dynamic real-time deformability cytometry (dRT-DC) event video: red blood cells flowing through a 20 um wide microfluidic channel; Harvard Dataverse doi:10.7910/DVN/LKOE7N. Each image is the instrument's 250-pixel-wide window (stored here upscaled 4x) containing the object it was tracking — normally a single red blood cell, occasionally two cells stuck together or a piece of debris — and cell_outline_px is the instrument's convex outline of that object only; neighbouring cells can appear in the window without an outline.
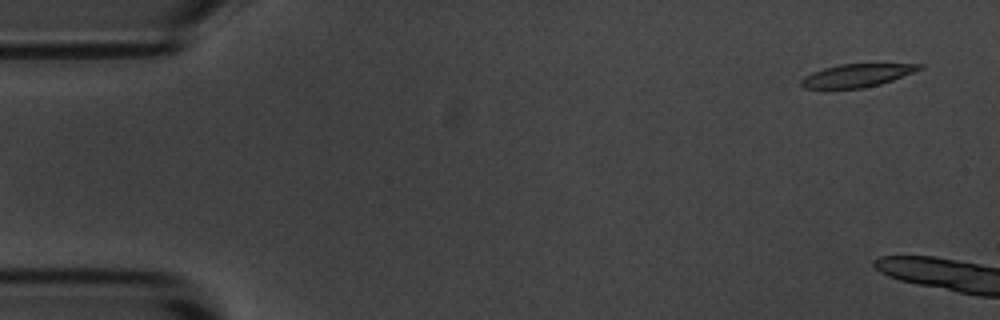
{"species": "common noctule bat (a hibernating species)", "species_latin": "Nyctalus noctula", "temperature_condition": "room temperature", "stored_images_in_passage": 2, "camera_frame_rate_fps": 3000, "um_per_image_px": 0.085, "animal": {"sex": "male", "body_mass_g": 20.1, "forearm_length_mm": 53.5}, "frame": {"image": 1, "passage_image": 1, "time_ms": 0.0, "image_size_px": [1000, 320], "cell_outline_px": [[924, 68], [892, 80], [880, 84], [864, 88], [824, 92], [804, 88], [800, 84], [800, 80], [804, 76], [812, 72], [824, 68], [840, 64], [924, 64]], "centroid_in_image_um": [72.71, 6.47], "position_along_channel_um": 12.3, "area_um2": 16.59}}